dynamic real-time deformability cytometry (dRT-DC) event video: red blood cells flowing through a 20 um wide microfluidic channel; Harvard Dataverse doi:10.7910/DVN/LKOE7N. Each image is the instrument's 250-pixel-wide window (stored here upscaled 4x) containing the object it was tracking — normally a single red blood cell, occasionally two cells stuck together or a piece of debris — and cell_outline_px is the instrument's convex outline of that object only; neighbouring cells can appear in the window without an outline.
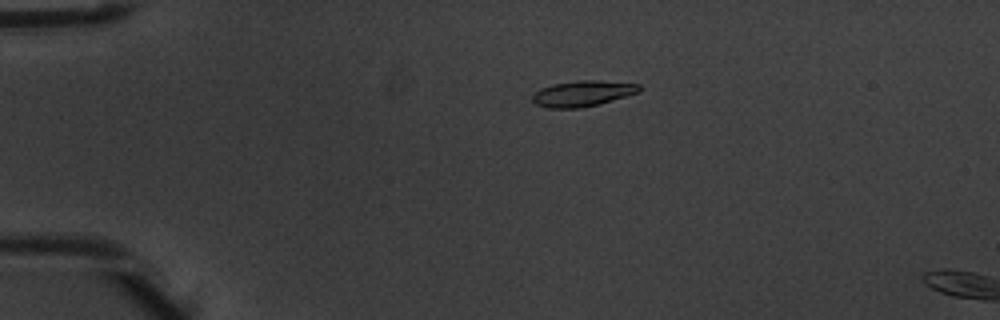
{"species": "common noctule bat (a hibernating species)", "species_latin": "Nyctalus noctula", "temperature_condition": "warm", "stored_images_in_passage": 2, "camera_frame_rate_fps": 3000, "um_per_image_px": 0.085, "animal": {"sex": "male", "body_mass_g": 20.1, "forearm_length_mm": 53.5}, "frame": {"image": 1, "passage_image": 1, "time_ms": 0.0, "image_size_px": [1000, 320], "cell_outline_px": [[640, 92], [600, 104], [580, 108], [548, 108], [536, 104], [532, 100], [532, 96], [540, 88], [552, 84], [576, 80], [596, 80], [640, 84]], "centroid_in_image_um": [49.52, 7.95], "position_along_channel_um": 35.5, "area_um2": 16.13}}